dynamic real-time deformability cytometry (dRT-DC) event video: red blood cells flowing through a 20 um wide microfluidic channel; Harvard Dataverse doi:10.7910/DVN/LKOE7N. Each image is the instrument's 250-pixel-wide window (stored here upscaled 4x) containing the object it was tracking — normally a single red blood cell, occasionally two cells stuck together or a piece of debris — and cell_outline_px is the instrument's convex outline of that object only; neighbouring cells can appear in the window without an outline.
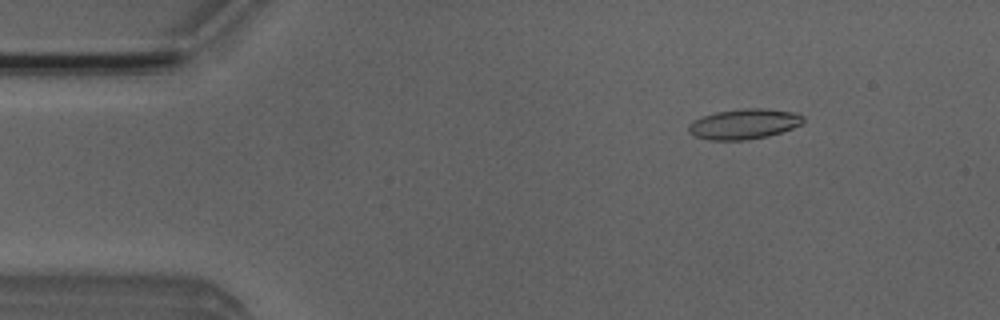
{"species": "Egyptian fruit bat (a non-hibernating species)", "species_latin": "Rousettus aegyptiacus", "temperature_condition": "room temperature", "stored_images_in_passage": 4, "camera_frame_rate_fps": 3000, "um_per_image_px": 0.085, "animal": {"sex": "male"}, "frame": {"image": 1, "passage_image": 2, "time_ms": 1.0, "image_size_px": [1000, 320], "cell_outline_px": [[804, 120], [800, 124], [792, 128], [768, 136], [748, 140], [708, 140], [696, 136], [688, 132], [688, 124], [704, 116], [716, 112], [744, 108], [764, 108], [796, 112], [804, 116]], "centroid_in_image_um": [63.26, 10.54], "position_along_channel_um": 21.7, "area_um2": 20.17}}